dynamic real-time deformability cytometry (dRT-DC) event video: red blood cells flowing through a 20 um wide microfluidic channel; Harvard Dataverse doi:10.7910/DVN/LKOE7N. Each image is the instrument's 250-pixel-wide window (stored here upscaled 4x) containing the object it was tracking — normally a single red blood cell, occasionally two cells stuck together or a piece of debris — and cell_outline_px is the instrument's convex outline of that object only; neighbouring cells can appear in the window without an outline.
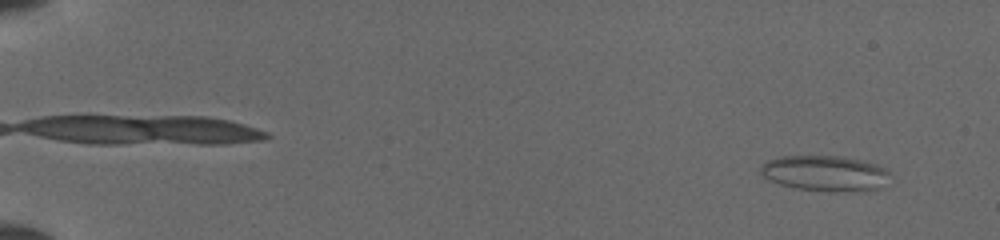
{"species": "common noctule bat (a hibernating species)", "species_latin": "Nyctalus noctula", "temperature_condition": "cold", "stored_images_in_passage": 51, "camera_frame_rate_fps": 3000, "um_per_image_px": 0.085, "animal": {"sex": "female", "body_mass_g": 19.5, "forearm_length_mm": 54.1}, "frame": {"image": 1, "passage_image": 4, "time_ms": 1.0, "image_size_px": [1000, 240], "cell_outline_px": [[888, 172], [884, 188], [796, 188], [780, 184], [768, 180], [760, 172], [760, 168], [768, 160], [780, 156], [836, 156], [860, 160], [876, 164], [884, 168]], "centroid_in_image_um": [70.04, 14.66], "position_along_channel_um": 15.0, "area_um2": 25.26}}
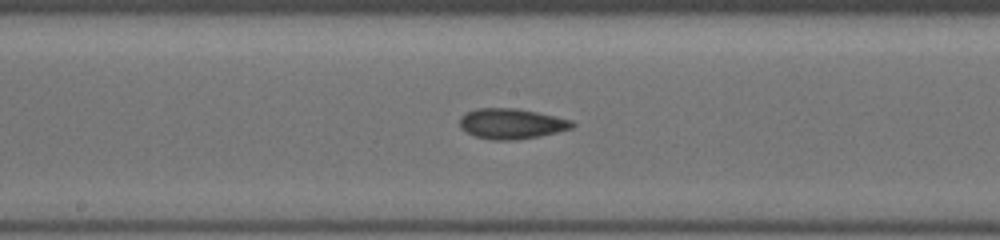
{"frame": {"image": 2, "passage_image": 29, "time_ms": 9.333, "image_size_px": [1000, 240], "cell_outline_px": [[576, 124], [572, 128], [540, 136], [516, 140], [492, 140], [476, 136], [460, 128], [460, 116], [476, 108], [516, 108], [536, 112], [572, 120]], "centroid_in_image_um": [43.47, 10.51], "position_along_channel_um": 204.7, "area_um2": 19.83}}
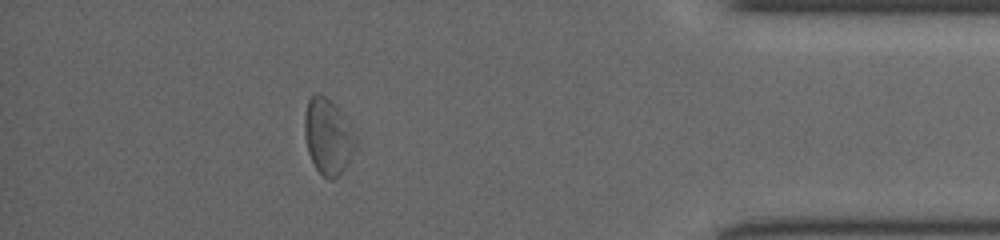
{"frame": {"image": 3, "passage_image": 46, "time_ms": 15.0, "image_size_px": [1000, 240], "cell_outline_px": [[356, 144], [344, 168], [332, 180], [328, 180], [316, 168], [308, 152], [304, 132], [304, 116], [308, 100], [316, 92], [320, 92], [336, 104], [356, 136]], "centroid_in_image_um": [27.85, 11.55], "position_along_channel_um": 407.4, "area_um2": 22.25}}